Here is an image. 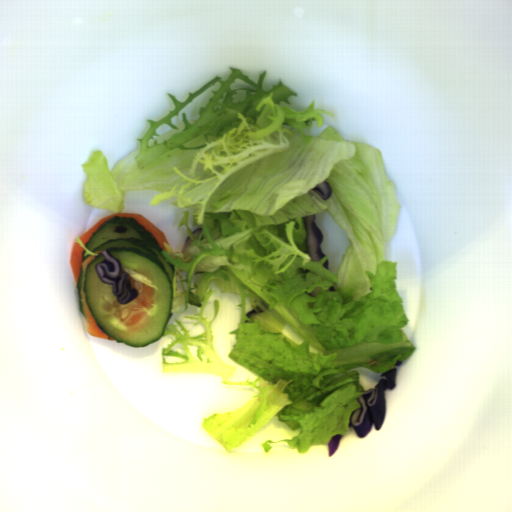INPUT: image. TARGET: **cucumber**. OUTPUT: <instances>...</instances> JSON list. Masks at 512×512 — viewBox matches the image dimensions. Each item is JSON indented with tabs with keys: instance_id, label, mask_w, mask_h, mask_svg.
Returning a JSON list of instances; mask_svg holds the SVG:
<instances>
[{
	"instance_id": "1",
	"label": "cucumber",
	"mask_w": 512,
	"mask_h": 512,
	"mask_svg": "<svg viewBox=\"0 0 512 512\" xmlns=\"http://www.w3.org/2000/svg\"><path fill=\"white\" fill-rule=\"evenodd\" d=\"M86 248L98 255L85 267L82 291L85 304L101 332L129 347H146L163 338L173 313L171 311L175 266L166 262L163 246L137 219L112 215L88 238ZM108 249L123 263L137 299L118 304L112 286L101 282L94 265Z\"/></svg>"
},
{
	"instance_id": "2",
	"label": "cucumber",
	"mask_w": 512,
	"mask_h": 512,
	"mask_svg": "<svg viewBox=\"0 0 512 512\" xmlns=\"http://www.w3.org/2000/svg\"><path fill=\"white\" fill-rule=\"evenodd\" d=\"M76 295H77V307H78V310H79V312L84 317L83 304H82V301H81V266H80V269H79L78 278H77V282H76Z\"/></svg>"
},
{
	"instance_id": "3",
	"label": "cucumber",
	"mask_w": 512,
	"mask_h": 512,
	"mask_svg": "<svg viewBox=\"0 0 512 512\" xmlns=\"http://www.w3.org/2000/svg\"><path fill=\"white\" fill-rule=\"evenodd\" d=\"M89 256V255H88ZM88 256H84V251L81 255V263L88 258Z\"/></svg>"
}]
</instances>
